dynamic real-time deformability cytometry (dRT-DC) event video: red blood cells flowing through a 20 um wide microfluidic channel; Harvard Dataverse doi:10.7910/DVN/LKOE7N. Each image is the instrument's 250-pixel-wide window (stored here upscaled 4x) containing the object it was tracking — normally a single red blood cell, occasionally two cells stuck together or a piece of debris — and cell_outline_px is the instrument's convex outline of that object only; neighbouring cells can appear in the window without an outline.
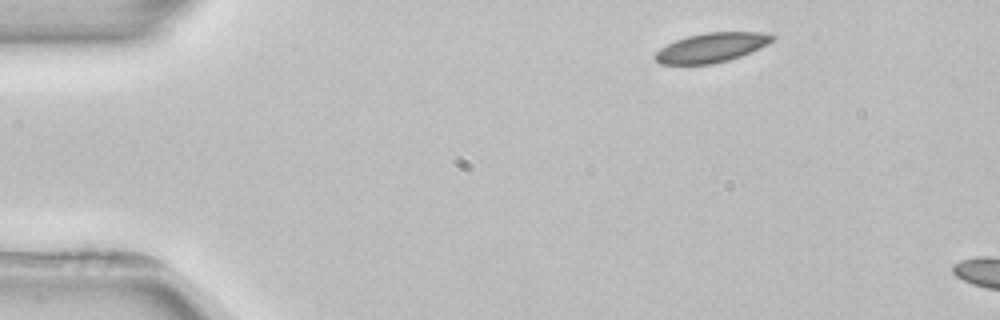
{"species": "common noctule bat (a hibernating species)", "species_latin": "Nyctalus noctula", "temperature_condition": "room temperature", "stored_images_in_passage": 3, "camera_frame_rate_fps": 3000, "um_per_image_px": 0.085, "animal": {"sex": "female", "body_mass_g": 22.7, "forearm_length_mm": 54.2}, "frame": {"image": 1, "passage_image": 1, "time_ms": 0.0, "image_size_px": [1000, 320], "cell_outline_px": [[776, 40], [760, 48], [740, 56], [728, 60], [712, 64], [660, 64], [652, 56], [660, 48], [676, 40], [688, 36], [704, 32], [760, 32], [776, 36]], "centroid_in_image_um": [60.49, 4.04], "position_along_channel_um": 24.5, "area_um2": 20.11}}